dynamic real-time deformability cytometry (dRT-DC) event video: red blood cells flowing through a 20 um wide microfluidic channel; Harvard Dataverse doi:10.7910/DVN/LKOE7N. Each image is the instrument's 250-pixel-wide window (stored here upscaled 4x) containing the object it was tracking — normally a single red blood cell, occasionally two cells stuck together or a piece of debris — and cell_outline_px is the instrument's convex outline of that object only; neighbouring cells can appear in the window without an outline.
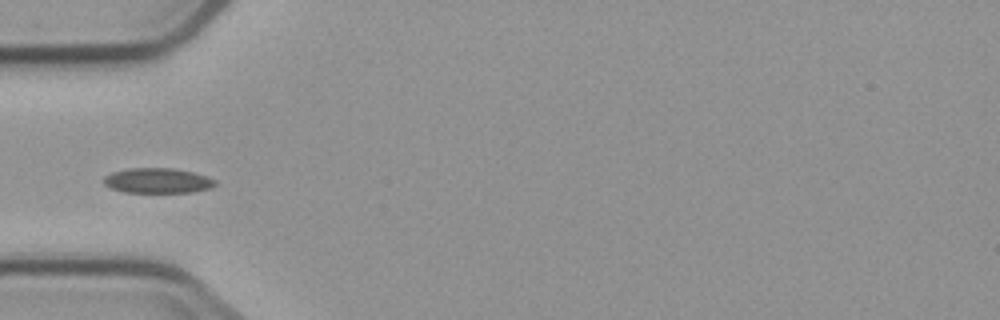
{"species": "common noctule bat (a hibernating species)", "species_latin": "Nyctalus noctula", "temperature_condition": "cold", "stored_images_in_passage": 7, "camera_frame_rate_fps": 3000, "um_per_image_px": 0.085, "animal": {"sex": "male", "body_mass_g": 23.1, "forearm_length_mm": 52.7}, "frame": {"image": 1, "passage_image": 6, "time_ms": 6.0, "image_size_px": [1000, 320], "cell_outline_px": [[216, 184], [212, 188], [192, 192], [124, 192], [112, 188], [104, 184], [104, 176], [112, 172], [128, 168], [172, 168], [192, 172], [216, 180]], "centroid_in_image_um": [13.39, 15.35], "position_along_channel_um": 71.6, "area_um2": 16.18}}
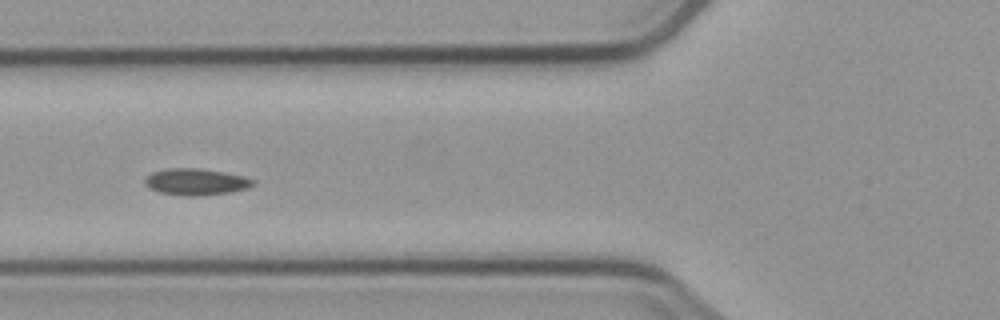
{"frame": {"image": 2, "passage_image": 7, "time_ms": 7.0, "image_size_px": [1000, 320], "cell_outline_px": [[256, 184], [248, 188], [228, 192], [200, 196], [188, 196], [160, 192], [148, 188], [144, 184], [144, 180], [152, 172], [168, 168], [200, 168], [224, 172], [244, 176], [256, 180]], "centroid_in_image_um": [16.67, 15.45], "position_along_channel_um": 109.1, "area_um2": 16.82}}